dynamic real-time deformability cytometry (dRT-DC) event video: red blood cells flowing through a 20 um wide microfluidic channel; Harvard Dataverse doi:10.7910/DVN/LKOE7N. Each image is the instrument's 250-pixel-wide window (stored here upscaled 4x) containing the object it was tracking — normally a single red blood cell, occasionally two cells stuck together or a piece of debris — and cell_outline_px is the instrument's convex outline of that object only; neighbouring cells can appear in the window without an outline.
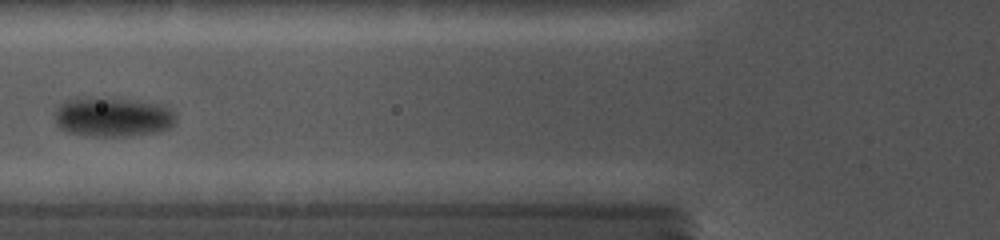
{"species": "common noctule bat (a hibernating species)", "species_latin": "Nyctalus noctula", "temperature_condition": "cold", "stored_images_in_passage": 27, "camera_frame_rate_fps": 5000, "um_per_image_px": 0.085, "animal": {"sex": "female", "body_mass_g": 19.0, "forearm_length_mm": 56.7}, "frame": {"image": 1, "passage_image": 9, "time_ms": 6.0, "image_size_px": [1000, 240], "cell_outline_px": [[176, 124], [172, 128], [160, 132], [124, 136], [92, 136], [68, 132], [60, 128], [56, 124], [56, 108], [60, 104], [68, 100], [112, 100], [148, 104], [168, 108], [176, 116]], "centroid_in_image_um": [9.6, 10.03], "position_along_channel_um": 116.2, "area_um2": 26.53}}
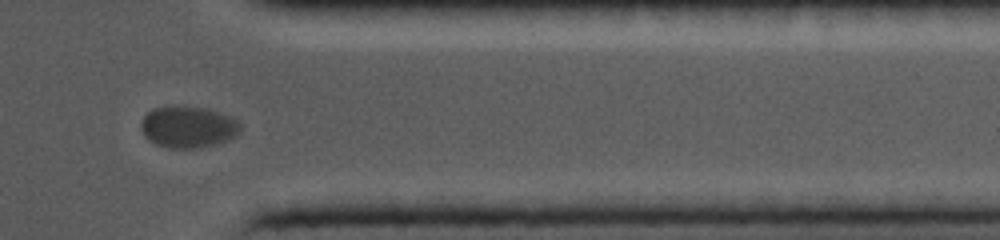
{"frame": {"image": 2, "passage_image": 21, "time_ms": 13.6, "image_size_px": [1000, 240], "cell_outline_px": [[244, 124], [240, 132], [224, 140], [212, 144], [196, 148], [168, 148], [156, 144], [148, 140], [144, 136], [140, 128], [140, 124], [144, 116], [152, 108], [204, 108], [232, 116], [240, 120]], "centroid_in_image_um": [16.0, 10.81], "position_along_channel_um": 395.4, "area_um2": 23.7}}
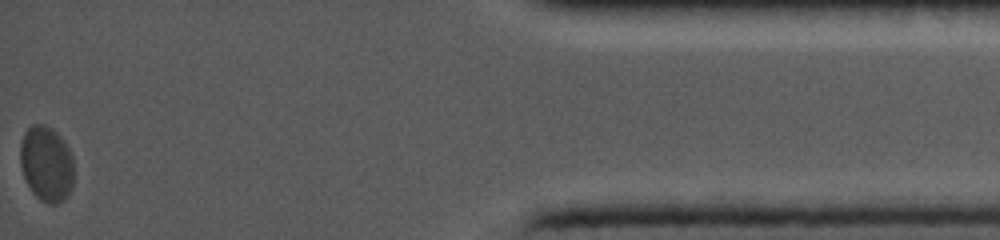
{"frame": {"image": 3, "passage_image": 27, "time_ms": 16.2, "image_size_px": [1000, 240], "cell_outline_px": [[72, 188], [64, 200], [56, 204], [48, 204], [40, 200], [32, 192], [24, 176], [20, 164], [20, 144], [24, 132], [32, 124], [44, 124], [52, 128], [64, 140], [72, 156]], "centroid_in_image_um": [3.93, 13.91], "position_along_channel_um": 431.3, "area_um2": 23.64}}